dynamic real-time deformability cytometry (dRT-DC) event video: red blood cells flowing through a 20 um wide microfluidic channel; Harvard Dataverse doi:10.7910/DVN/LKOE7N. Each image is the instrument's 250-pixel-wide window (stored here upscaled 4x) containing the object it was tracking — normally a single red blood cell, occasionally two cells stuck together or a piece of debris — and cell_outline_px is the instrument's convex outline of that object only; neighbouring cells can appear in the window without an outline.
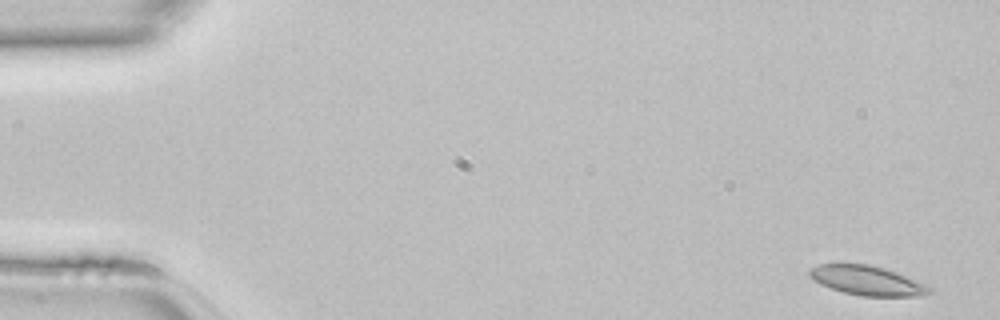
{"species": "common noctule bat (a hibernating species)", "species_latin": "Nyctalus noctula", "temperature_condition": "room temperature", "stored_images_in_passage": 46, "camera_frame_rate_fps": 3000, "um_per_image_px": 0.085, "animal": {"sex": "female", "body_mass_g": 22.7, "forearm_length_mm": 54.2}, "frame": {"image": 1, "passage_image": 1, "time_ms": 0.0, "image_size_px": [1000, 320], "cell_outline_px": [[932, 292], [924, 296], [860, 296], [844, 292], [820, 284], [808, 276], [808, 268], [820, 264], [868, 264], [884, 268], [896, 272], [916, 280], [932, 288]], "centroid_in_image_um": [73.7, 23.85], "position_along_channel_um": 11.3, "area_um2": 20.58}}
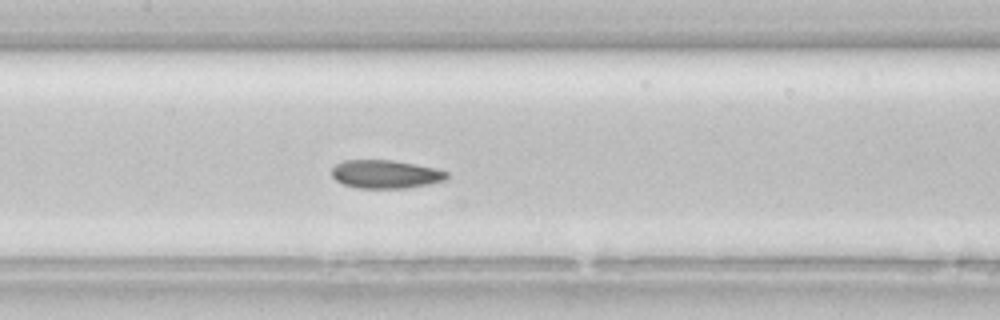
{"frame": {"image": 2, "passage_image": 21, "time_ms": 6.667, "image_size_px": [1000, 320], "cell_outline_px": [[448, 176], [444, 180], [428, 184], [408, 188], [356, 188], [344, 184], [336, 180], [332, 176], [332, 168], [336, 164], [344, 160], [396, 160], [416, 164], [448, 172]], "centroid_in_image_um": [32.75, 14.8], "position_along_channel_um": 174.7, "area_um2": 18.96}}
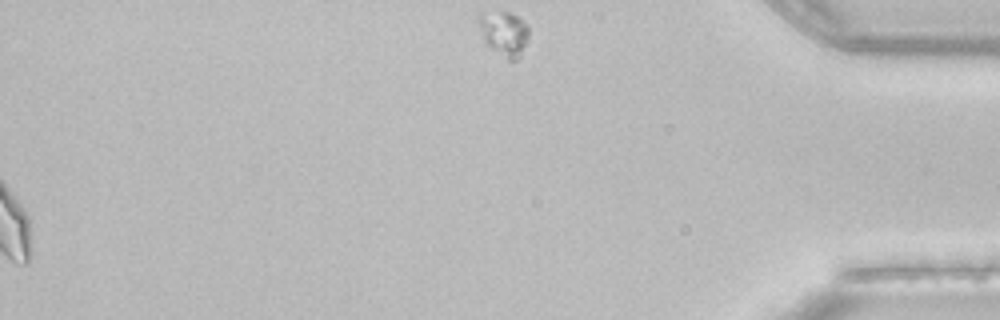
{"frame": {"image": 3, "passage_image": 46, "time_ms": 15.0, "image_size_px": [1000, 320], "cell_outline_px": [[528, 40], [520, 56], [516, 60], [508, 60], [492, 48], [484, 40], [476, 20], [476, 16], [480, 12], [508, 12], [516, 16], [528, 24]], "centroid_in_image_um": [42.83, 2.81], "position_along_channel_um": 392.4, "area_um2": 13.06}}